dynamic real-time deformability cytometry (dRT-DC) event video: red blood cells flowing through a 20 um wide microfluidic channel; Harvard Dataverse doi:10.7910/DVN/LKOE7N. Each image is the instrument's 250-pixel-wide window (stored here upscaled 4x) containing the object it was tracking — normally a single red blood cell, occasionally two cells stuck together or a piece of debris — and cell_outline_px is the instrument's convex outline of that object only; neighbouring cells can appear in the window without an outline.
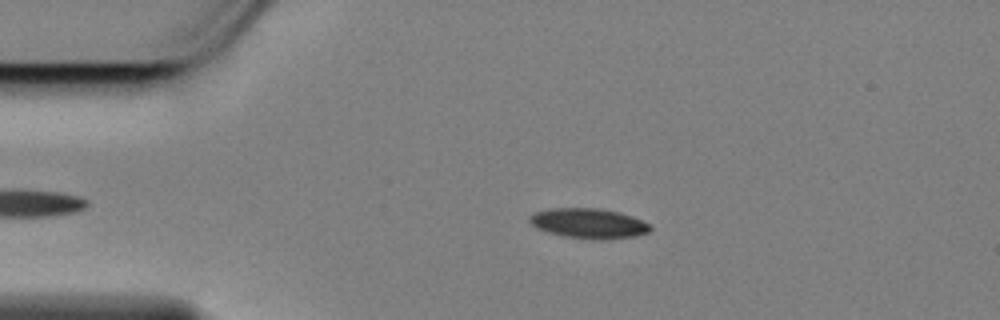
{"species": "Egyptian fruit bat (a non-hibernating species)", "species_latin": "Rousettus aegyptiacus", "temperature_condition": "cold", "stored_images_in_passage": 47, "camera_frame_rate_fps": 3000, "um_per_image_px": 0.085, "animal": {"sex": "female"}, "frame": {"image": 1, "passage_image": 7, "time_ms": 2.0, "image_size_px": [1000, 320], "cell_outline_px": [[652, 228], [648, 232], [636, 236], [600, 240], [592, 240], [564, 236], [548, 232], [536, 228], [528, 220], [528, 216], [532, 212], [552, 208], [600, 208], [620, 212], [632, 216], [652, 224]], "centroid_in_image_um": [50.04, 18.98], "position_along_channel_um": 35.0, "area_um2": 21.44}}
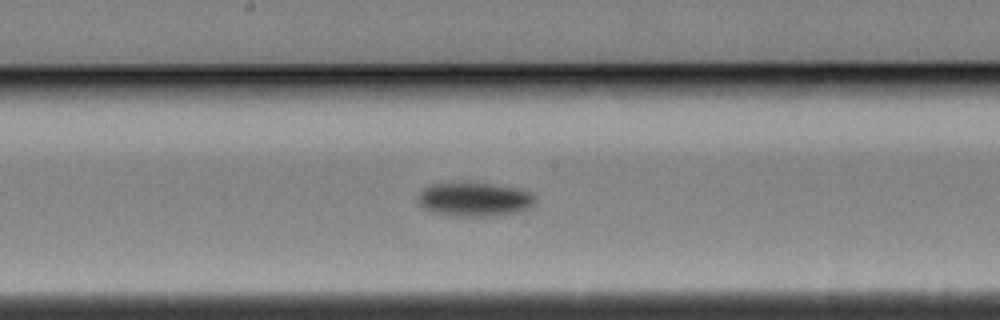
{"frame": {"image": 2, "passage_image": 25, "time_ms": 8.0, "image_size_px": [1000, 320], "cell_outline_px": [[536, 200], [532, 208], [516, 212], [488, 216], [448, 216], [432, 212], [424, 208], [416, 200], [416, 196], [428, 184], [488, 184], [516, 188], [528, 192], [536, 196]], "centroid_in_image_um": [40.31, 16.97], "position_along_channel_um": 207.9, "area_um2": 23.0}}
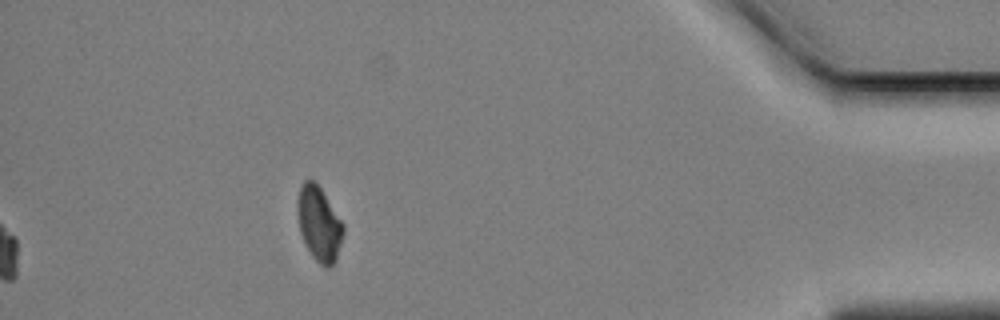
{"frame": {"image": 3, "passage_image": 47, "time_ms": 15.333, "image_size_px": [1000, 320], "cell_outline_px": [[344, 232], [336, 260], [328, 268], [324, 268], [312, 256], [300, 232], [296, 212], [296, 200], [300, 188], [304, 180], [312, 180], [320, 188], [344, 224]], "centroid_in_image_um": [27.11, 19.03], "position_along_channel_um": 408.1, "area_um2": 19.83}, "authors_computed_cell_mechanics": {"area_um2": 22.0218, "velocity_mm_per_s": 3.4476, "shape_relaxation_time_tau1_ms": 3.1567, "shape_relaxation_time_tau2_ms": null, "deformation_change_tau1": 0.1033, "deformation_change_tau2": null}}